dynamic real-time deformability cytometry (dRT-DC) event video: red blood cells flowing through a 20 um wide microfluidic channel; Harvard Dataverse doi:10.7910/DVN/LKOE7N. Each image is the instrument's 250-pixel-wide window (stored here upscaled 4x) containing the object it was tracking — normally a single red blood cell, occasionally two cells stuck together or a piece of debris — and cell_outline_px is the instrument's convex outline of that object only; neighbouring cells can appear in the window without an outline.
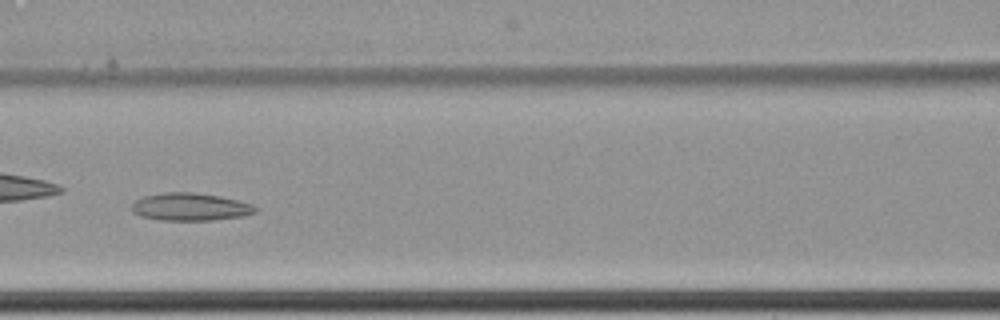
{"species": "common noctule bat (a hibernating species)", "species_latin": "Nyctalus noctula", "temperature_condition": "cold", "stored_images_in_passage": 10, "camera_frame_rate_fps": 3000, "um_per_image_px": 0.085, "animal": {"sex": "female", "body_mass_g": 22.7, "forearm_length_mm": 54.2}, "frame": {"image": 1, "passage_image": 7, "time_ms": 2.0, "image_size_px": [1000, 320], "cell_outline_px": [[260, 208], [256, 212], [244, 216], [212, 220], [160, 220], [140, 216], [132, 212], [132, 204], [136, 200], [144, 196], [164, 192], [192, 192], [220, 196], [240, 200], [252, 204]], "centroid_in_image_um": [16.21, 17.58], "position_along_channel_um": 150.4, "area_um2": 20.11}}
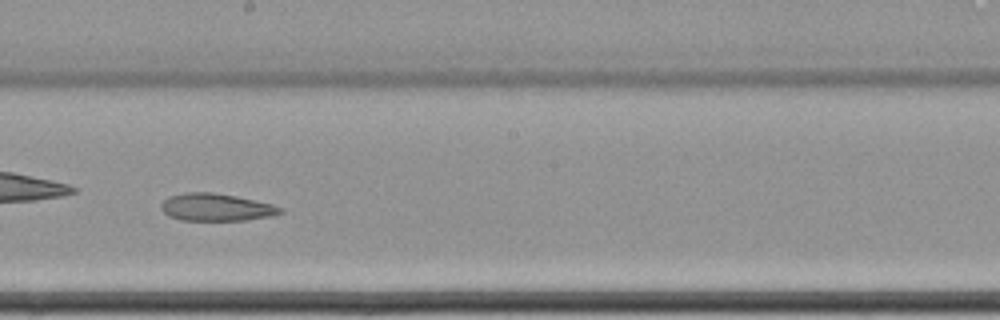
{"frame": {"image": 2, "passage_image": 9, "time_ms": 2.667, "image_size_px": [1000, 320], "cell_outline_px": [[284, 212], [272, 216], [244, 220], [180, 220], [168, 216], [160, 208], [160, 204], [164, 200], [172, 196], [184, 192], [208, 192], [236, 196], [272, 204], [280, 208]], "centroid_in_image_um": [18.35, 17.62], "position_along_channel_um": 229.9, "area_um2": 18.9}}
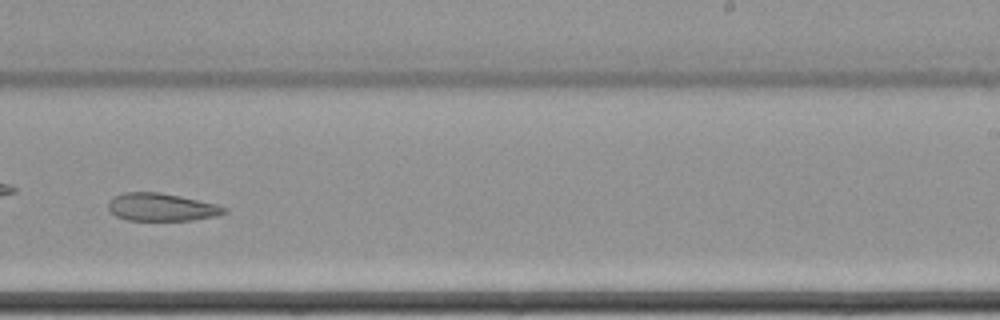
{"frame": {"image": 3, "passage_image": 10, "time_ms": 3.0, "image_size_px": [1000, 320], "cell_outline_px": [[228, 212], [216, 216], [192, 220], [128, 220], [116, 216], [108, 208], [108, 200], [112, 196], [124, 192], [160, 192], [180, 196], [216, 204], [228, 208]], "centroid_in_image_um": [13.72, 17.6], "position_along_channel_um": 275.3, "area_um2": 18.84}}